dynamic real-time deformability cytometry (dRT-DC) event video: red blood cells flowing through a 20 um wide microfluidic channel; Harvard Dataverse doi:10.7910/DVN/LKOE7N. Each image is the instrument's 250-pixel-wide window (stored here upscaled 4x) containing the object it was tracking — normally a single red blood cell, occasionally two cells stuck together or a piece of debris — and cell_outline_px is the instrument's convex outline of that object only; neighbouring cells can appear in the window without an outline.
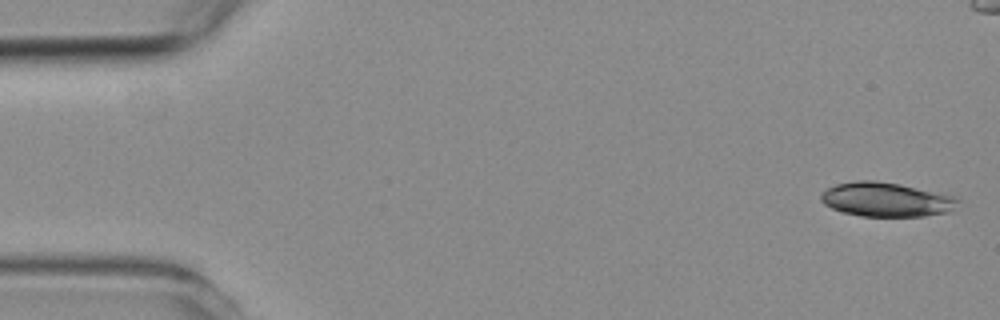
{"species": "common noctule bat (a hibernating species)", "species_latin": "Nyctalus noctula", "temperature_condition": "room temperature", "stored_images_in_passage": 5, "camera_frame_rate_fps": 3000, "um_per_image_px": 0.085, "animal": {"sex": "female", "body_mass_g": 19.3, "forearm_length_mm": 54.1}, "frame": {"image": 1, "passage_image": 1, "time_ms": 0.0, "image_size_px": [1000, 320], "cell_outline_px": [[960, 200], [952, 212], [924, 216], [860, 216], [844, 212], [832, 208], [824, 204], [820, 200], [820, 196], [828, 188], [836, 184], [856, 180], [876, 180], [900, 184], [952, 196]], "centroid_in_image_um": [75.33, 16.96], "position_along_channel_um": 9.7, "area_um2": 27.22}}
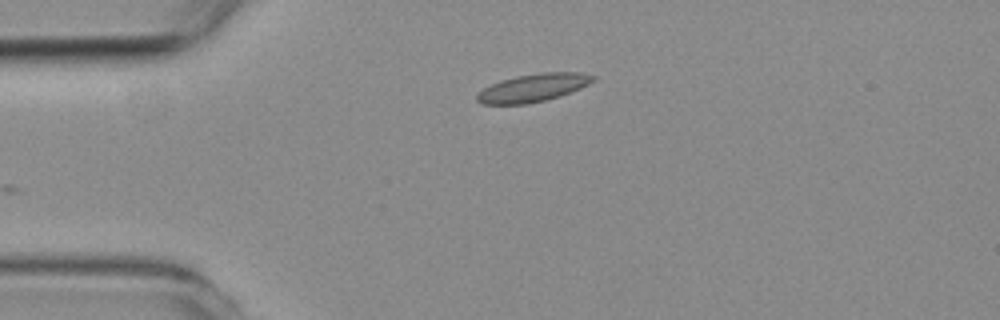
{"frame": {"image": 2, "passage_image": 5, "time_ms": 5.667, "image_size_px": [1000, 320], "cell_outline_px": [[596, 76], [588, 84], [580, 88], [560, 96], [528, 104], [480, 104], [476, 100], [476, 96], [484, 88], [500, 80], [516, 76], [540, 72], [580, 72]], "centroid_in_image_um": [45.29, 7.46], "position_along_channel_um": 39.7, "area_um2": 18.79}}